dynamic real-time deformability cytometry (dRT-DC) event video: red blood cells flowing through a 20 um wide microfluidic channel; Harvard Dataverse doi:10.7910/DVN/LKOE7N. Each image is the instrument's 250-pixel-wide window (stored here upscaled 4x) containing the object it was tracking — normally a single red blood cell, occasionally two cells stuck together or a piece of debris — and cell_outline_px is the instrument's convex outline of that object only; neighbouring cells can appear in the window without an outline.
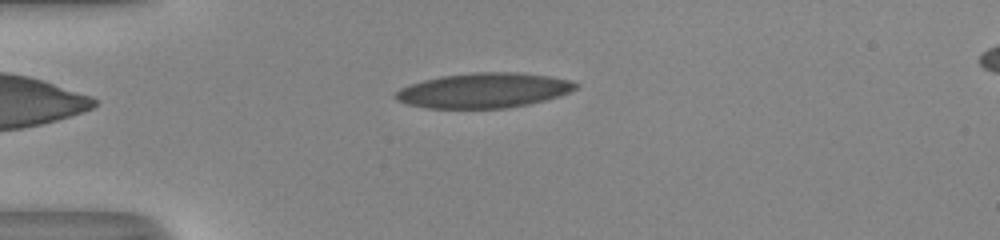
{"species": "human", "species_latin": "Homo sapiens", "temperature_condition": "room temperature", "stored_images_in_passage": 43, "camera_frame_rate_fps": 3000, "um_per_image_px": 0.085, "donor": {"sex": "male"}, "frame": {"image": 1, "passage_image": 5, "time_ms": 1.333, "image_size_px": [1000, 240], "cell_outline_px": [[580, 84], [576, 88], [568, 92], [544, 100], [528, 104], [504, 108], [428, 108], [408, 104], [396, 100], [396, 92], [400, 88], [408, 84], [440, 76], [472, 72], [516, 72], [548, 76], [572, 80]], "centroid_in_image_um": [41.1, 7.67], "position_along_channel_um": 43.9, "area_um2": 36.53}}
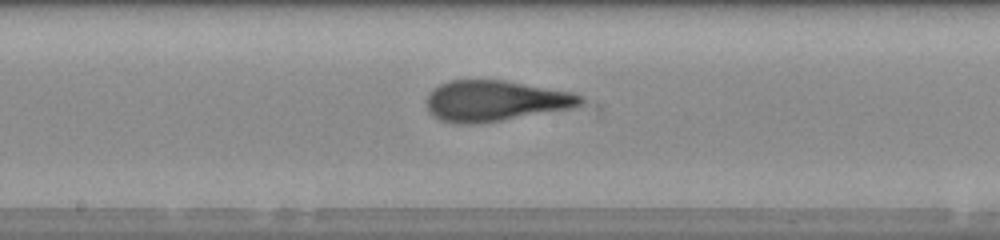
{"frame": {"image": 2, "passage_image": 19, "time_ms": 6.0, "image_size_px": [1000, 240], "cell_outline_px": [[584, 104], [576, 108], [476, 124], [456, 124], [440, 120], [432, 116], [428, 112], [424, 100], [428, 92], [432, 88], [448, 80], [504, 80], [572, 92], [584, 96]], "centroid_in_image_um": [42.07, 8.58], "position_along_channel_um": 206.1, "area_um2": 37.28}}
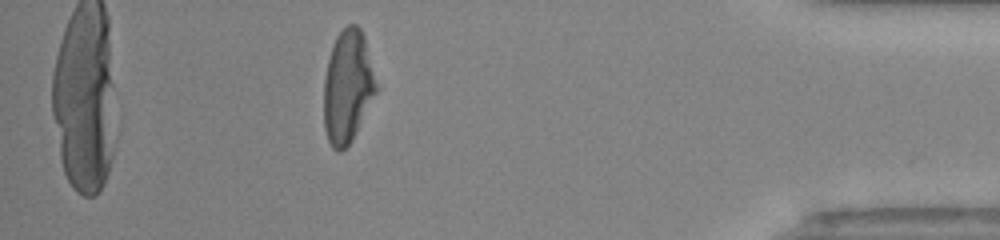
{"frame": {"image": 3, "passage_image": 37, "time_ms": 12.0, "image_size_px": [1000, 240], "cell_outline_px": [[380, 88], [352, 140], [340, 152], [336, 152], [332, 148], [328, 140], [324, 128], [324, 80], [328, 60], [332, 44], [336, 36], [348, 24], [356, 24], [360, 28], [364, 36]], "centroid_in_image_um": [29.58, 7.37], "position_along_channel_um": 405.6, "area_um2": 34.97}}